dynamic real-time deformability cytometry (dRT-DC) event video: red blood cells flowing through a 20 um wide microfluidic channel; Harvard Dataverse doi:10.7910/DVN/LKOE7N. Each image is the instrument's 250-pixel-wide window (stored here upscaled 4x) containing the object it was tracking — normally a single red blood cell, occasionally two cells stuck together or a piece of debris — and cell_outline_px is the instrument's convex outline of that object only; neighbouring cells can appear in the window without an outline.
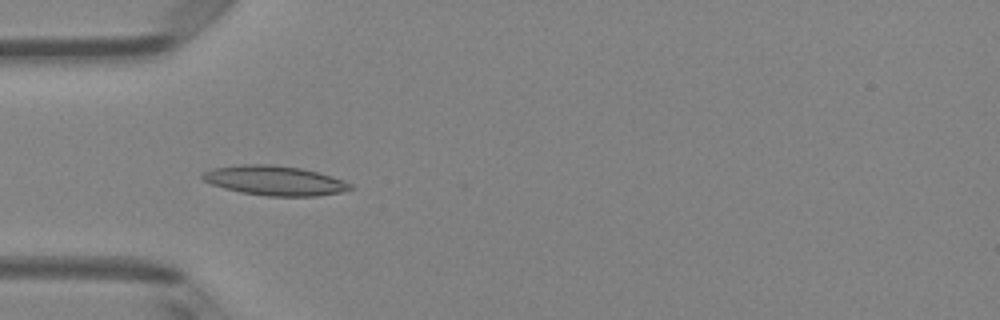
{"species": "Egyptian fruit bat (a non-hibernating species)", "species_latin": "Rousettus aegyptiacus", "temperature_condition": "room temperature", "stored_images_in_passage": 6, "camera_frame_rate_fps": 3000, "um_per_image_px": 0.085, "animal": {"sex": "female"}, "frame": {"image": 1, "passage_image": 3, "time_ms": 2.333, "image_size_px": [1000, 320], "cell_outline_px": [[352, 188], [340, 192], [316, 196], [268, 196], [240, 192], [224, 188], [212, 184], [204, 180], [200, 176], [204, 172], [212, 168], [240, 164], [272, 164], [300, 168], [332, 176], [344, 180], [352, 184]], "centroid_in_image_um": [23.33, 15.34], "position_along_channel_um": 61.7, "area_um2": 25.43}}
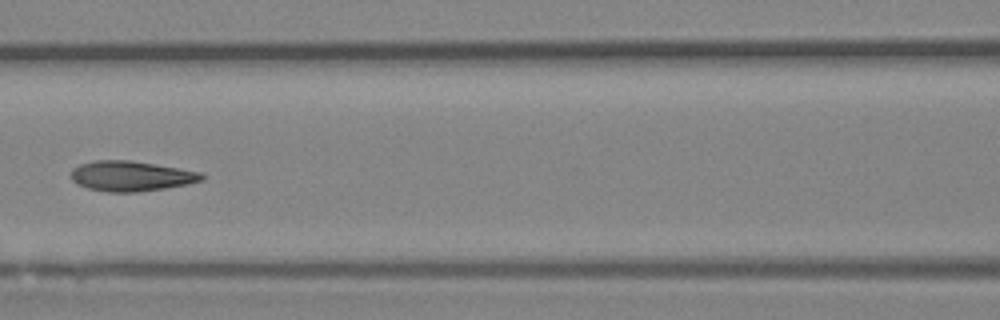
{"frame": {"image": 2, "passage_image": 5, "time_ms": 4.667, "image_size_px": [1000, 320], "cell_outline_px": [[204, 180], [188, 184], [164, 188], [136, 192], [108, 192], [88, 188], [76, 184], [72, 180], [72, 168], [80, 164], [96, 160], [128, 160], [204, 172]], "centroid_in_image_um": [11.16, 14.96], "position_along_channel_um": 155.4, "area_um2": 22.95}}
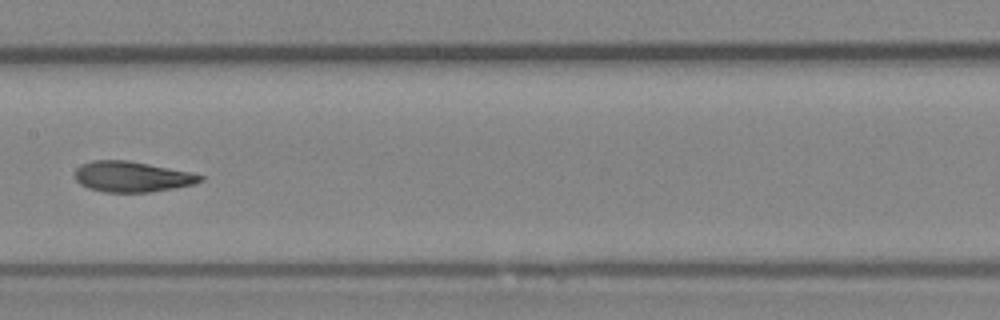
{"frame": {"image": 3, "passage_image": 6, "time_ms": 5.667, "image_size_px": [1000, 320], "cell_outline_px": [[204, 180], [192, 184], [172, 188], [148, 192], [104, 192], [88, 188], [80, 184], [76, 180], [76, 168], [80, 164], [92, 160], [128, 160], [192, 172], [204, 176]], "centroid_in_image_um": [11.2, 15.01], "position_along_channel_um": 196.2, "area_um2": 22.31}}